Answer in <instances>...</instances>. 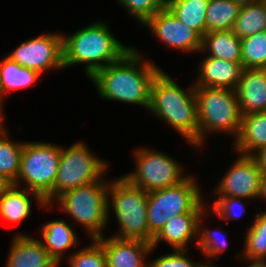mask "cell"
<instances>
[{
  "label": "cell",
  "mask_w": 266,
  "mask_h": 267,
  "mask_svg": "<svg viewBox=\"0 0 266 267\" xmlns=\"http://www.w3.org/2000/svg\"><path fill=\"white\" fill-rule=\"evenodd\" d=\"M217 200L211 205L212 209L208 206L209 211L216 214L217 218L223 220L239 219L245 211V203H242L243 198L217 196ZM241 200V201H240Z\"/></svg>",
  "instance_id": "33"
},
{
  "label": "cell",
  "mask_w": 266,
  "mask_h": 267,
  "mask_svg": "<svg viewBox=\"0 0 266 267\" xmlns=\"http://www.w3.org/2000/svg\"><path fill=\"white\" fill-rule=\"evenodd\" d=\"M242 5L235 0H209L206 10V33L232 30Z\"/></svg>",
  "instance_id": "25"
},
{
  "label": "cell",
  "mask_w": 266,
  "mask_h": 267,
  "mask_svg": "<svg viewBox=\"0 0 266 267\" xmlns=\"http://www.w3.org/2000/svg\"><path fill=\"white\" fill-rule=\"evenodd\" d=\"M147 200L148 192L133 186L124 177L109 182L107 220L112 208L120 226L113 237L150 243Z\"/></svg>",
  "instance_id": "4"
},
{
  "label": "cell",
  "mask_w": 266,
  "mask_h": 267,
  "mask_svg": "<svg viewBox=\"0 0 266 267\" xmlns=\"http://www.w3.org/2000/svg\"><path fill=\"white\" fill-rule=\"evenodd\" d=\"M262 176L252 155L239 154L213 192L217 196L256 199L260 196Z\"/></svg>",
  "instance_id": "12"
},
{
  "label": "cell",
  "mask_w": 266,
  "mask_h": 267,
  "mask_svg": "<svg viewBox=\"0 0 266 267\" xmlns=\"http://www.w3.org/2000/svg\"><path fill=\"white\" fill-rule=\"evenodd\" d=\"M243 261H248L250 262V265L247 267H266V260H257V259H244L242 258Z\"/></svg>",
  "instance_id": "37"
},
{
  "label": "cell",
  "mask_w": 266,
  "mask_h": 267,
  "mask_svg": "<svg viewBox=\"0 0 266 267\" xmlns=\"http://www.w3.org/2000/svg\"><path fill=\"white\" fill-rule=\"evenodd\" d=\"M63 67L85 64L90 78L97 70L120 60L133 47L125 46L110 31L109 25L95 21L74 32L62 35Z\"/></svg>",
  "instance_id": "3"
},
{
  "label": "cell",
  "mask_w": 266,
  "mask_h": 267,
  "mask_svg": "<svg viewBox=\"0 0 266 267\" xmlns=\"http://www.w3.org/2000/svg\"><path fill=\"white\" fill-rule=\"evenodd\" d=\"M42 245L50 256L57 262L61 263L65 251L78 245V237L74 229L65 220L47 221L40 228Z\"/></svg>",
  "instance_id": "20"
},
{
  "label": "cell",
  "mask_w": 266,
  "mask_h": 267,
  "mask_svg": "<svg viewBox=\"0 0 266 267\" xmlns=\"http://www.w3.org/2000/svg\"><path fill=\"white\" fill-rule=\"evenodd\" d=\"M61 155V146L48 142H24L19 176L15 186L39 194L46 204H53V188ZM24 181V182H23Z\"/></svg>",
  "instance_id": "7"
},
{
  "label": "cell",
  "mask_w": 266,
  "mask_h": 267,
  "mask_svg": "<svg viewBox=\"0 0 266 267\" xmlns=\"http://www.w3.org/2000/svg\"><path fill=\"white\" fill-rule=\"evenodd\" d=\"M199 124V149L208 133H224L238 137L242 114L235 90L195 87Z\"/></svg>",
  "instance_id": "5"
},
{
  "label": "cell",
  "mask_w": 266,
  "mask_h": 267,
  "mask_svg": "<svg viewBox=\"0 0 266 267\" xmlns=\"http://www.w3.org/2000/svg\"><path fill=\"white\" fill-rule=\"evenodd\" d=\"M32 195L36 199V204L46 210L51 209L52 205L46 204L45 200L37 193L20 188L13 185L0 198V217L11 223H20L28 219L32 213V200L29 198Z\"/></svg>",
  "instance_id": "19"
},
{
  "label": "cell",
  "mask_w": 266,
  "mask_h": 267,
  "mask_svg": "<svg viewBox=\"0 0 266 267\" xmlns=\"http://www.w3.org/2000/svg\"><path fill=\"white\" fill-rule=\"evenodd\" d=\"M41 240L24 233L15 234L5 267H58Z\"/></svg>",
  "instance_id": "17"
},
{
  "label": "cell",
  "mask_w": 266,
  "mask_h": 267,
  "mask_svg": "<svg viewBox=\"0 0 266 267\" xmlns=\"http://www.w3.org/2000/svg\"><path fill=\"white\" fill-rule=\"evenodd\" d=\"M78 250L69 256V267H107L104 248L97 239Z\"/></svg>",
  "instance_id": "31"
},
{
  "label": "cell",
  "mask_w": 266,
  "mask_h": 267,
  "mask_svg": "<svg viewBox=\"0 0 266 267\" xmlns=\"http://www.w3.org/2000/svg\"><path fill=\"white\" fill-rule=\"evenodd\" d=\"M3 107H0V124L3 123L5 120H4V114H3Z\"/></svg>",
  "instance_id": "41"
},
{
  "label": "cell",
  "mask_w": 266,
  "mask_h": 267,
  "mask_svg": "<svg viewBox=\"0 0 266 267\" xmlns=\"http://www.w3.org/2000/svg\"><path fill=\"white\" fill-rule=\"evenodd\" d=\"M109 165L95 156L86 143L61 146V155L53 188V203L66 191L103 179Z\"/></svg>",
  "instance_id": "9"
},
{
  "label": "cell",
  "mask_w": 266,
  "mask_h": 267,
  "mask_svg": "<svg viewBox=\"0 0 266 267\" xmlns=\"http://www.w3.org/2000/svg\"><path fill=\"white\" fill-rule=\"evenodd\" d=\"M243 115L266 111V69H243L235 89Z\"/></svg>",
  "instance_id": "18"
},
{
  "label": "cell",
  "mask_w": 266,
  "mask_h": 267,
  "mask_svg": "<svg viewBox=\"0 0 266 267\" xmlns=\"http://www.w3.org/2000/svg\"><path fill=\"white\" fill-rule=\"evenodd\" d=\"M262 174H266V145L252 155Z\"/></svg>",
  "instance_id": "35"
},
{
  "label": "cell",
  "mask_w": 266,
  "mask_h": 267,
  "mask_svg": "<svg viewBox=\"0 0 266 267\" xmlns=\"http://www.w3.org/2000/svg\"><path fill=\"white\" fill-rule=\"evenodd\" d=\"M232 31L241 39L266 31V1L242 5Z\"/></svg>",
  "instance_id": "26"
},
{
  "label": "cell",
  "mask_w": 266,
  "mask_h": 267,
  "mask_svg": "<svg viewBox=\"0 0 266 267\" xmlns=\"http://www.w3.org/2000/svg\"><path fill=\"white\" fill-rule=\"evenodd\" d=\"M187 251L186 249L172 250L169 254L148 261V267H199L201 263L190 259L186 254Z\"/></svg>",
  "instance_id": "34"
},
{
  "label": "cell",
  "mask_w": 266,
  "mask_h": 267,
  "mask_svg": "<svg viewBox=\"0 0 266 267\" xmlns=\"http://www.w3.org/2000/svg\"><path fill=\"white\" fill-rule=\"evenodd\" d=\"M183 89L171 76L162 70L151 87L148 110L156 118L170 125L193 148L199 149V124L197 101L193 83Z\"/></svg>",
  "instance_id": "2"
},
{
  "label": "cell",
  "mask_w": 266,
  "mask_h": 267,
  "mask_svg": "<svg viewBox=\"0 0 266 267\" xmlns=\"http://www.w3.org/2000/svg\"><path fill=\"white\" fill-rule=\"evenodd\" d=\"M5 126L4 122L0 124V174L15 183L19 176L24 142L10 140Z\"/></svg>",
  "instance_id": "27"
},
{
  "label": "cell",
  "mask_w": 266,
  "mask_h": 267,
  "mask_svg": "<svg viewBox=\"0 0 266 267\" xmlns=\"http://www.w3.org/2000/svg\"><path fill=\"white\" fill-rule=\"evenodd\" d=\"M242 65L246 69H266V31L241 39Z\"/></svg>",
  "instance_id": "29"
},
{
  "label": "cell",
  "mask_w": 266,
  "mask_h": 267,
  "mask_svg": "<svg viewBox=\"0 0 266 267\" xmlns=\"http://www.w3.org/2000/svg\"><path fill=\"white\" fill-rule=\"evenodd\" d=\"M209 210L207 209L198 220V240L196 248L200 249L203 252L206 258L214 259V257L220 256V254L226 251L228 242L226 235L222 233L221 230H214L209 228H204L205 225L202 224L204 215L208 214ZM223 236V237H222ZM211 257V258H210Z\"/></svg>",
  "instance_id": "30"
},
{
  "label": "cell",
  "mask_w": 266,
  "mask_h": 267,
  "mask_svg": "<svg viewBox=\"0 0 266 267\" xmlns=\"http://www.w3.org/2000/svg\"><path fill=\"white\" fill-rule=\"evenodd\" d=\"M14 185V183L3 174H0V198Z\"/></svg>",
  "instance_id": "36"
},
{
  "label": "cell",
  "mask_w": 266,
  "mask_h": 267,
  "mask_svg": "<svg viewBox=\"0 0 266 267\" xmlns=\"http://www.w3.org/2000/svg\"><path fill=\"white\" fill-rule=\"evenodd\" d=\"M253 222L247 228L242 254L235 258L266 260V210L257 213Z\"/></svg>",
  "instance_id": "28"
},
{
  "label": "cell",
  "mask_w": 266,
  "mask_h": 267,
  "mask_svg": "<svg viewBox=\"0 0 266 267\" xmlns=\"http://www.w3.org/2000/svg\"><path fill=\"white\" fill-rule=\"evenodd\" d=\"M200 52H209L207 56L233 63H242L241 38L232 30L212 31L202 37Z\"/></svg>",
  "instance_id": "22"
},
{
  "label": "cell",
  "mask_w": 266,
  "mask_h": 267,
  "mask_svg": "<svg viewBox=\"0 0 266 267\" xmlns=\"http://www.w3.org/2000/svg\"><path fill=\"white\" fill-rule=\"evenodd\" d=\"M209 0H169L165 6L183 24L201 37L206 34V10Z\"/></svg>",
  "instance_id": "24"
},
{
  "label": "cell",
  "mask_w": 266,
  "mask_h": 267,
  "mask_svg": "<svg viewBox=\"0 0 266 267\" xmlns=\"http://www.w3.org/2000/svg\"><path fill=\"white\" fill-rule=\"evenodd\" d=\"M124 9L140 24H144L149 18L165 7L164 0H117Z\"/></svg>",
  "instance_id": "32"
},
{
  "label": "cell",
  "mask_w": 266,
  "mask_h": 267,
  "mask_svg": "<svg viewBox=\"0 0 266 267\" xmlns=\"http://www.w3.org/2000/svg\"><path fill=\"white\" fill-rule=\"evenodd\" d=\"M199 63V75L193 82L195 87L232 90L237 88L244 69L242 63H233L209 56H205Z\"/></svg>",
  "instance_id": "16"
},
{
  "label": "cell",
  "mask_w": 266,
  "mask_h": 267,
  "mask_svg": "<svg viewBox=\"0 0 266 267\" xmlns=\"http://www.w3.org/2000/svg\"><path fill=\"white\" fill-rule=\"evenodd\" d=\"M198 184L190 175L178 185L148 192L150 243L170 219L192 212L203 201Z\"/></svg>",
  "instance_id": "8"
},
{
  "label": "cell",
  "mask_w": 266,
  "mask_h": 267,
  "mask_svg": "<svg viewBox=\"0 0 266 267\" xmlns=\"http://www.w3.org/2000/svg\"><path fill=\"white\" fill-rule=\"evenodd\" d=\"M260 199H264L266 202V174H263L261 179V191H260Z\"/></svg>",
  "instance_id": "38"
},
{
  "label": "cell",
  "mask_w": 266,
  "mask_h": 267,
  "mask_svg": "<svg viewBox=\"0 0 266 267\" xmlns=\"http://www.w3.org/2000/svg\"><path fill=\"white\" fill-rule=\"evenodd\" d=\"M161 71L133 47L120 60L97 70L89 79L100 98L148 109L153 81Z\"/></svg>",
  "instance_id": "1"
},
{
  "label": "cell",
  "mask_w": 266,
  "mask_h": 267,
  "mask_svg": "<svg viewBox=\"0 0 266 267\" xmlns=\"http://www.w3.org/2000/svg\"><path fill=\"white\" fill-rule=\"evenodd\" d=\"M41 74L23 67L6 56L0 61V104L3 106L5 95L11 91L34 85Z\"/></svg>",
  "instance_id": "23"
},
{
  "label": "cell",
  "mask_w": 266,
  "mask_h": 267,
  "mask_svg": "<svg viewBox=\"0 0 266 267\" xmlns=\"http://www.w3.org/2000/svg\"><path fill=\"white\" fill-rule=\"evenodd\" d=\"M103 246L107 267H148L144 259L154 250L151 243L119 239L113 236L97 239Z\"/></svg>",
  "instance_id": "15"
},
{
  "label": "cell",
  "mask_w": 266,
  "mask_h": 267,
  "mask_svg": "<svg viewBox=\"0 0 266 267\" xmlns=\"http://www.w3.org/2000/svg\"><path fill=\"white\" fill-rule=\"evenodd\" d=\"M207 206L208 204L206 205V203L202 201L192 212L178 215L170 219L154 237L151 243L153 249L158 247L161 241L171 246L172 250H187L188 244L194 241L195 245H197L198 220L208 209Z\"/></svg>",
  "instance_id": "14"
},
{
  "label": "cell",
  "mask_w": 266,
  "mask_h": 267,
  "mask_svg": "<svg viewBox=\"0 0 266 267\" xmlns=\"http://www.w3.org/2000/svg\"><path fill=\"white\" fill-rule=\"evenodd\" d=\"M104 179L66 191L55 200L74 222L86 229L91 240L105 236L103 231L108 223L109 180Z\"/></svg>",
  "instance_id": "6"
},
{
  "label": "cell",
  "mask_w": 266,
  "mask_h": 267,
  "mask_svg": "<svg viewBox=\"0 0 266 267\" xmlns=\"http://www.w3.org/2000/svg\"><path fill=\"white\" fill-rule=\"evenodd\" d=\"M134 157L135 170L123 177L146 192L173 187L189 177L178 161L162 151L141 147L134 150Z\"/></svg>",
  "instance_id": "10"
},
{
  "label": "cell",
  "mask_w": 266,
  "mask_h": 267,
  "mask_svg": "<svg viewBox=\"0 0 266 267\" xmlns=\"http://www.w3.org/2000/svg\"><path fill=\"white\" fill-rule=\"evenodd\" d=\"M266 145V111L242 116L238 137L234 140L235 152L253 155Z\"/></svg>",
  "instance_id": "21"
},
{
  "label": "cell",
  "mask_w": 266,
  "mask_h": 267,
  "mask_svg": "<svg viewBox=\"0 0 266 267\" xmlns=\"http://www.w3.org/2000/svg\"><path fill=\"white\" fill-rule=\"evenodd\" d=\"M63 34L53 32L33 37L19 44L7 56L21 66L35 70L41 75L49 69H64Z\"/></svg>",
  "instance_id": "11"
},
{
  "label": "cell",
  "mask_w": 266,
  "mask_h": 267,
  "mask_svg": "<svg viewBox=\"0 0 266 267\" xmlns=\"http://www.w3.org/2000/svg\"><path fill=\"white\" fill-rule=\"evenodd\" d=\"M210 262L211 261H207L206 263L205 262H203V263L201 262V264L199 265V267H215Z\"/></svg>",
  "instance_id": "40"
},
{
  "label": "cell",
  "mask_w": 266,
  "mask_h": 267,
  "mask_svg": "<svg viewBox=\"0 0 266 267\" xmlns=\"http://www.w3.org/2000/svg\"><path fill=\"white\" fill-rule=\"evenodd\" d=\"M142 26L151 29L153 34L167 47L185 53H199L201 51L202 37L183 24L166 6Z\"/></svg>",
  "instance_id": "13"
},
{
  "label": "cell",
  "mask_w": 266,
  "mask_h": 267,
  "mask_svg": "<svg viewBox=\"0 0 266 267\" xmlns=\"http://www.w3.org/2000/svg\"><path fill=\"white\" fill-rule=\"evenodd\" d=\"M237 3L241 4V5H246V4H253V3H259V2H263L266 0H235Z\"/></svg>",
  "instance_id": "39"
}]
</instances>
